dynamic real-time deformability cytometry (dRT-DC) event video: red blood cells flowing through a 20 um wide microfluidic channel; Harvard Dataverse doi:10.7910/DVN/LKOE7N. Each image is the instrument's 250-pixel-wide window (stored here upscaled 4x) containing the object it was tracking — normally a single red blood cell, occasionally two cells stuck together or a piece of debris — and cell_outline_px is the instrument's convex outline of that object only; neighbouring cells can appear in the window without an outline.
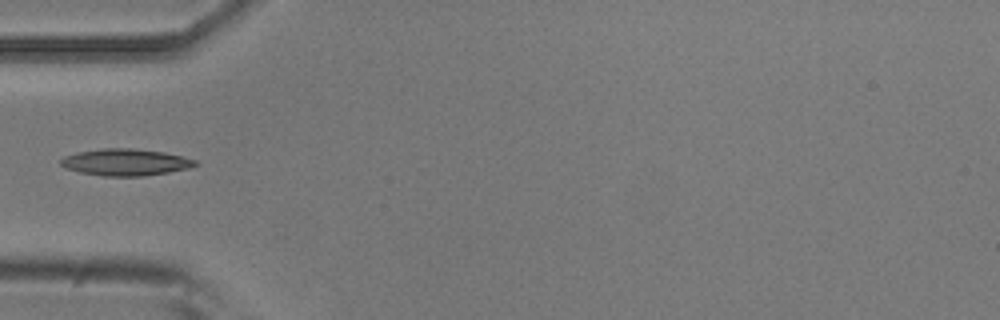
{"species": "common noctule bat (a hibernating species)", "species_latin": "Nyctalus noctula", "temperature_condition": "room temperature", "stored_images_in_passage": 36, "camera_frame_rate_fps": 3000, "um_per_image_px": 0.085, "animal": {"sex": "male", "body_mass_g": 20.5, "forearm_length_mm": 52.5}, "frame": {"image": 1, "passage_image": 1, "time_ms": 0.0, "image_size_px": [1000, 320], "cell_outline_px": [[196, 164], [188, 168], [168, 172], [144, 176], [104, 176], [80, 172], [68, 168], [60, 164], [60, 160], [64, 156], [76, 152], [100, 148], [132, 148], [164, 152], [196, 160]], "centroid_in_image_um": [10.63, 13.78], "position_along_channel_um": 74.4, "area_um2": 20.81}}
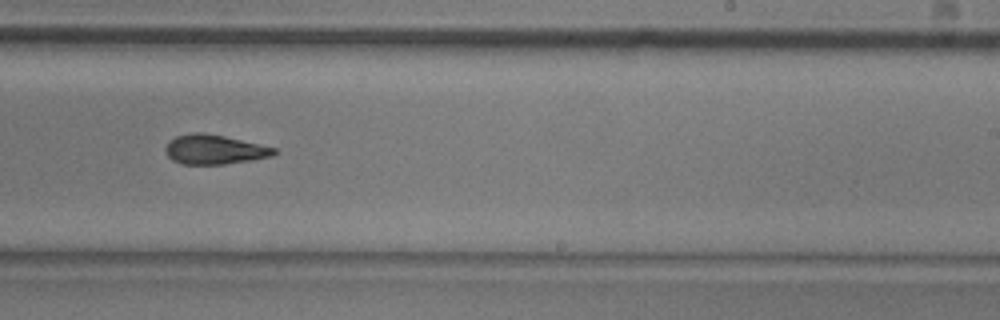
{"frame": {"image": 2, "passage_image": 16, "time_ms": 5.0, "image_size_px": [1000, 320], "cell_outline_px": [[276, 152], [272, 156], [252, 160], [224, 164], [180, 164], [172, 160], [168, 156], [164, 148], [168, 140], [176, 136], [192, 132], [200, 132], [224, 136], [276, 148]], "centroid_in_image_um": [18.17, 12.71], "position_along_channel_um": 270.8, "area_um2": 18.67}}
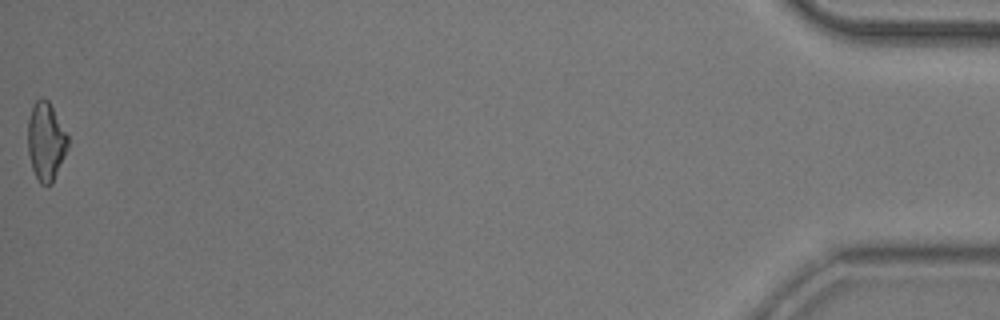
{"frame": {"image": 3, "passage_image": 36, "time_ms": 11.667, "image_size_px": [1000, 320], "cell_outline_px": [[68, 148], [52, 184], [48, 188], [40, 184], [32, 168], [28, 152], [28, 120], [32, 108], [36, 100], [40, 96], [48, 100], [68, 136]], "centroid_in_image_um": [3.9, 12.05], "position_along_channel_um": 431.3, "area_um2": 18.26}}